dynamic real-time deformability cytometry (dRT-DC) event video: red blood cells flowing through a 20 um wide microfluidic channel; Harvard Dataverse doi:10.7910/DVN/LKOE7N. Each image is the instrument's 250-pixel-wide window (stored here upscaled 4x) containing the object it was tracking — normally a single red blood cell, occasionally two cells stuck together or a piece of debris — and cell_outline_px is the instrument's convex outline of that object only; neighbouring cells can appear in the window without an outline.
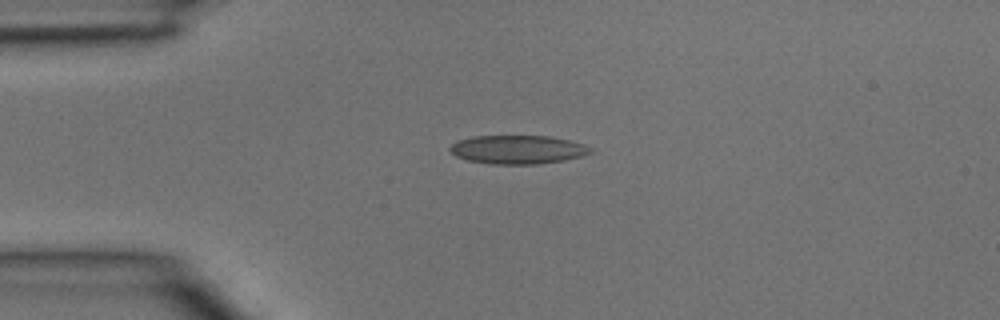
{"species": "common noctule bat (a hibernating species)", "species_latin": "Nyctalus noctula", "temperature_condition": "room temperature", "stored_images_in_passage": 4, "camera_frame_rate_fps": 3000, "um_per_image_px": 0.085, "animal": {"sex": "male", "body_mass_g": 15.6}, "frame": {"image": 1, "passage_image": 3, "time_ms": 0.667, "image_size_px": [1000, 320], "cell_outline_px": [[596, 148], [592, 152], [580, 156], [564, 160], [540, 164], [492, 164], [468, 160], [456, 156], [448, 148], [456, 140], [472, 136], [548, 136], [568, 140], [584, 144]], "centroid_in_image_um": [44.02, 12.71], "position_along_channel_um": 41.0, "area_um2": 23.52}}